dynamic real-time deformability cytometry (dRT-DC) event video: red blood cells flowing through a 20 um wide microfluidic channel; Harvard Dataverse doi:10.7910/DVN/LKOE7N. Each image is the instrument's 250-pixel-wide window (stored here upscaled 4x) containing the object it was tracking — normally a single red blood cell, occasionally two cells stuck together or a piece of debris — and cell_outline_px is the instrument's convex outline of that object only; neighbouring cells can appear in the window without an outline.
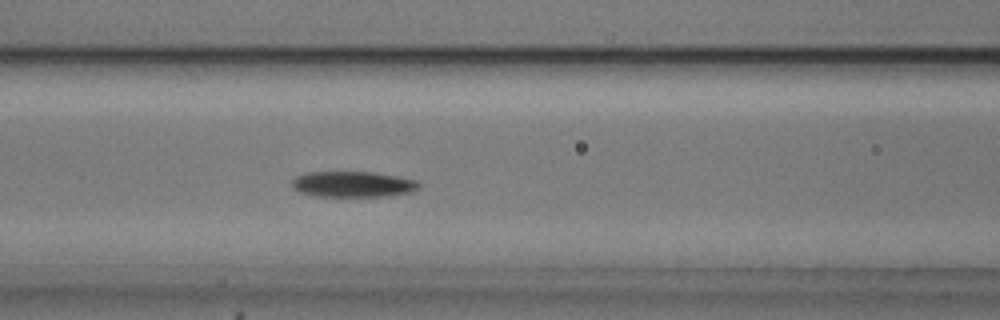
{"species": "common noctule bat (a hibernating species)", "species_latin": "Nyctalus noctula", "temperature_condition": "cold", "stored_images_in_passage": 39, "camera_frame_rate_fps": 3000, "um_per_image_px": 0.085, "animal": {"sex": "male", "body_mass_g": 20.5, "forearm_length_mm": 52.5}, "frame": {"image": 1, "passage_image": 12, "time_ms": 3.667, "image_size_px": [1000, 320], "cell_outline_px": [[420, 188], [412, 192], [388, 196], [316, 196], [300, 192], [292, 188], [292, 180], [296, 176], [304, 172], [372, 172], [396, 176], [416, 180], [420, 184]], "centroid_in_image_um": [29.99, 15.66], "position_along_channel_um": 136.6, "area_um2": 19.13}, "authors_computed_cell_mechanics": {"area_um2": 19.0162, "velocity_mm_per_s": 3.7165, "shape_relaxation_time_tau1_ms": 2.7923, "shape_relaxation_time_tau2_ms": null, "deformation_change_tau1": 0.1212, "deformation_change_tau2": null}}